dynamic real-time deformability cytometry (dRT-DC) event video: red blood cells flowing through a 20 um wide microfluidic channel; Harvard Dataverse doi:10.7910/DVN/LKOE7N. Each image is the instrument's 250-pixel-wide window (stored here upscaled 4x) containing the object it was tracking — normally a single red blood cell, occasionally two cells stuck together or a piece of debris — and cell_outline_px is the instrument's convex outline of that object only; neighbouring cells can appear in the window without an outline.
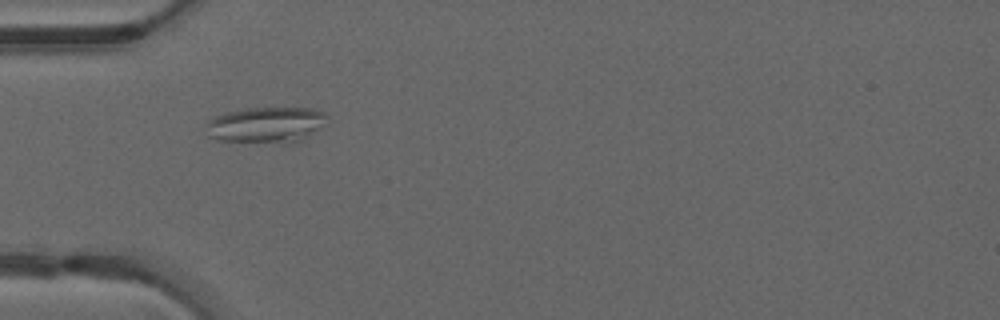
{"species": "common noctule bat (a hibernating species)", "species_latin": "Nyctalus noctula", "temperature_condition": "warm", "stored_images_in_passage": 30, "camera_frame_rate_fps": 3000, "um_per_image_px": 0.085, "animal": {"sex": "male", "forearm_length_mm": 52.5}, "frame": {"image": 1, "passage_image": 1, "time_ms": 0.0, "image_size_px": [1000, 320], "cell_outline_px": [[328, 116], [308, 136], [296, 144], [288, 144], [216, 140], [204, 136], [204, 124], [208, 120], [216, 116], [228, 112], [248, 108], [312, 108], [324, 112]], "centroid_in_image_um": [22.52, 10.64], "position_along_channel_um": 62.5, "area_um2": 25.61}}
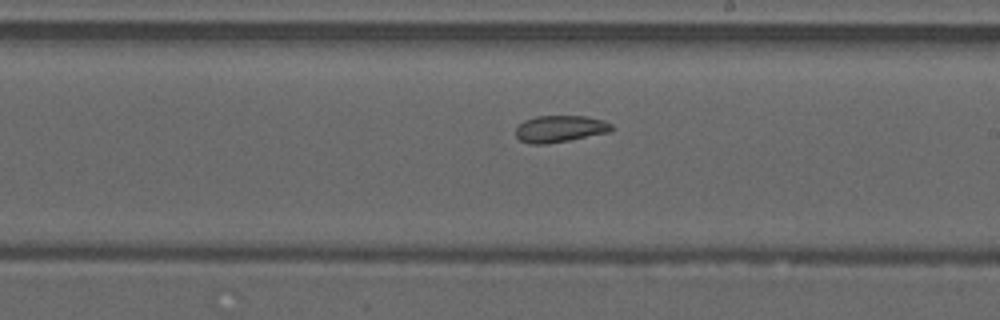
{"frame": {"image": 2, "passage_image": 14, "time_ms": 4.333, "image_size_px": [1000, 320], "cell_outline_px": [[612, 128], [608, 132], [568, 140], [544, 144], [528, 144], [520, 140], [516, 136], [516, 128], [524, 120], [536, 116], [584, 116], [604, 120], [612, 124]], "centroid_in_image_um": [47.56, 10.94], "position_along_channel_um": 241.4, "area_um2": 14.8}}
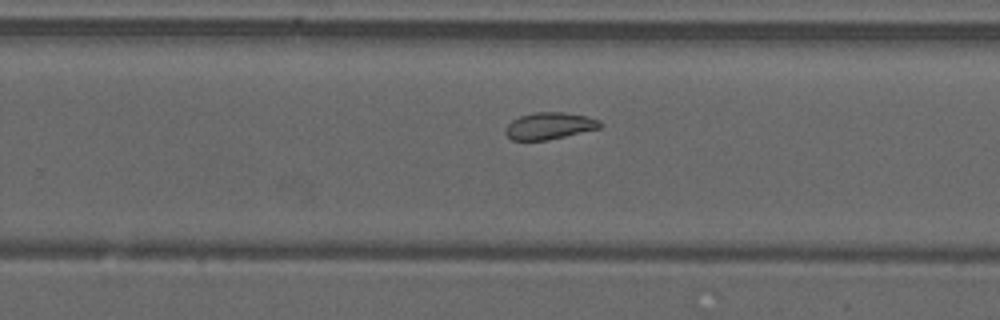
{"frame": {"image": 3, "passage_image": 17, "time_ms": 5.333, "image_size_px": [1000, 320], "cell_outline_px": [[604, 124], [600, 128], [564, 136], [544, 140], [512, 140], [504, 132], [508, 124], [512, 120], [520, 116], [536, 112], [564, 112], [588, 116], [600, 120]], "centroid_in_image_um": [46.73, 10.68], "position_along_channel_um": 283.1, "area_um2": 14.74}, "authors_computed_cell_mechanics": {"area_um2": 15.1147, "velocity_mm_per_s": 4.1886, "shape_relaxation_time_tau1_ms": null, "shape_relaxation_time_tau2_ms": 8.4043, "deformation_change_tau1": null, "deformation_change_tau2": 0.1221}}